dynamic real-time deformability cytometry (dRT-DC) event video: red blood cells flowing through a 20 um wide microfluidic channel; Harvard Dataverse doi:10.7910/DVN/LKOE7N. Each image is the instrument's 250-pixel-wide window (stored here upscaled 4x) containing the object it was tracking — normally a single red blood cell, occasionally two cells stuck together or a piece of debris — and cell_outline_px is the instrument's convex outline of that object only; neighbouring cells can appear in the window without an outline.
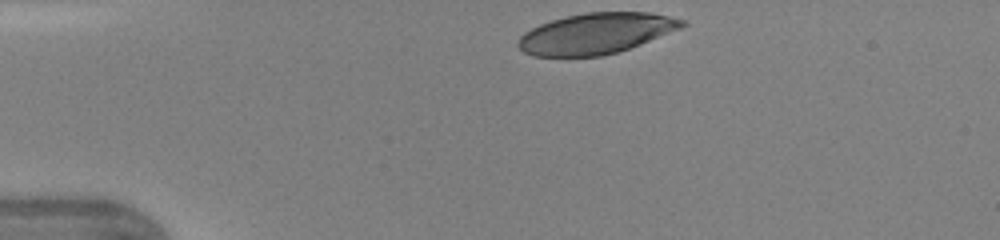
{"species": "human", "species_latin": "Homo sapiens", "temperature_condition": "warm", "stored_images_in_passage": 31, "camera_frame_rate_fps": 3000, "um_per_image_px": 0.085, "donor": {"sex": "female"}, "frame": {"image": 1, "passage_image": 1, "time_ms": 0.0, "image_size_px": [1000, 240], "cell_outline_px": [[688, 24], [680, 28], [640, 44], [616, 52], [600, 56], [532, 56], [524, 52], [516, 44], [520, 36], [524, 32], [540, 24], [552, 20], [568, 16], [588, 12], [648, 12], [668, 16], [684, 20]], "centroid_in_image_um": [50.63, 2.84], "position_along_channel_um": 34.4, "area_um2": 38.55}}
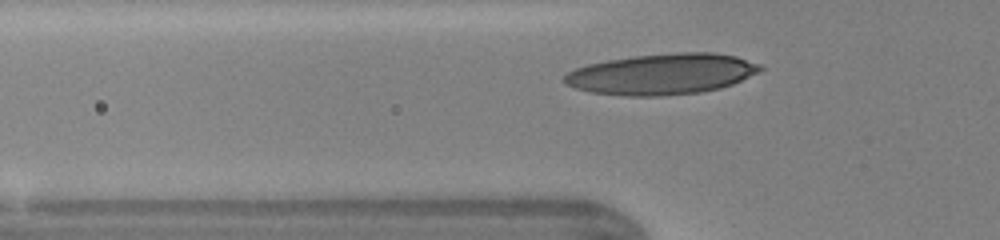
{"frame": {"image": 2, "passage_image": 7, "time_ms": 2.0, "image_size_px": [1000, 240], "cell_outline_px": [[764, 68], [732, 84], [720, 88], [700, 92], [660, 96], [624, 96], [592, 92], [576, 88], [568, 84], [564, 80], [564, 76], [568, 72], [576, 68], [588, 64], [608, 60], [636, 56], [680, 52], [712, 52], [736, 56], [760, 64]], "centroid_in_image_um": [56.27, 6.29], "position_along_channel_um": 69.5, "area_um2": 46.18}}
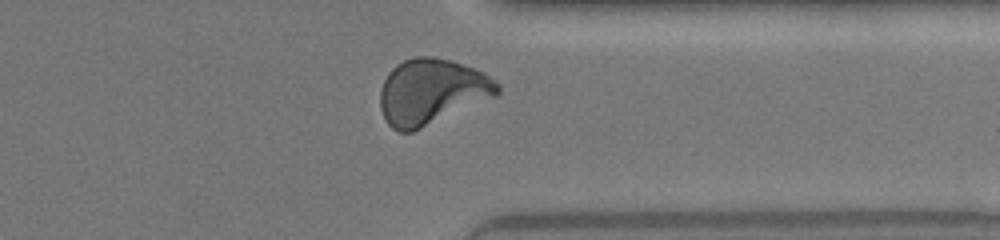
{"frame": {"image": 3, "passage_image": 28, "time_ms": 9.0, "image_size_px": [1000, 240], "cell_outline_px": [[500, 92], [496, 96], [412, 132], [400, 132], [392, 128], [388, 124], [380, 108], [380, 92], [384, 80], [388, 72], [396, 64], [404, 60], [416, 56], [432, 56], [452, 60], [484, 72], [500, 84]], "centroid_in_image_um": [36.69, 7.78], "position_along_channel_um": 374.7, "area_um2": 44.85}, "authors_computed_cell_mechanics": {"area_um2": 42.2518, "velocity_mm_per_s": 4.3733, "shape_relaxation_time_tau1_ms": 4.8318, "shape_relaxation_time_tau2_ms": 0.9065, "deformation_change_tau1": 0.1975, "deformation_change_tau2": 0.0728}}